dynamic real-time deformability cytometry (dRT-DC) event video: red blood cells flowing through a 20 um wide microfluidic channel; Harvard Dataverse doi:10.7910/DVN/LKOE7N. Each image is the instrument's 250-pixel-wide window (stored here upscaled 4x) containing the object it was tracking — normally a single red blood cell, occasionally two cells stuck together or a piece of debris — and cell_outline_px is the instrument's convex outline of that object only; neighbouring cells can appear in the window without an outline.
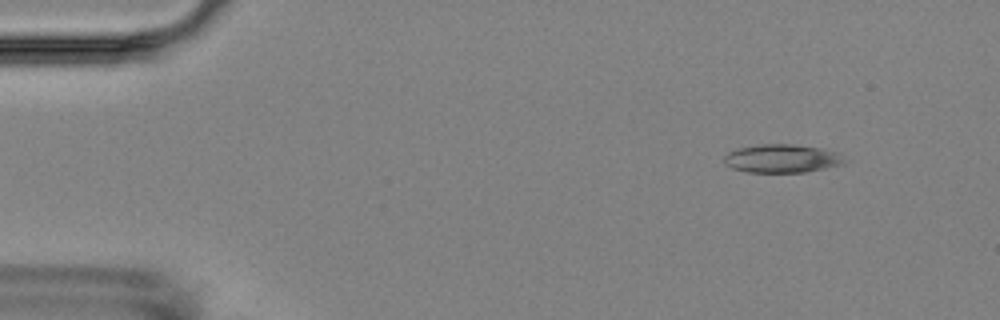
{"species": "Egyptian fruit bat (a non-hibernating species)", "species_latin": "Rousettus aegyptiacus", "temperature_condition": "room temperature", "stored_images_in_passage": 4, "camera_frame_rate_fps": 3000, "um_per_image_px": 0.085, "animal": {"sex": "female"}, "frame": {"image": 1, "passage_image": 1, "time_ms": 0.0, "image_size_px": [1000, 320], "cell_outline_px": [[844, 164], [804, 172], [748, 172], [732, 168], [724, 164], [724, 156], [728, 152], [740, 148], [760, 144], [792, 144], [816, 148], [836, 152], [844, 160]], "centroid_in_image_um": [66.4, 13.48], "position_along_channel_um": 18.6, "area_um2": 19.54}}
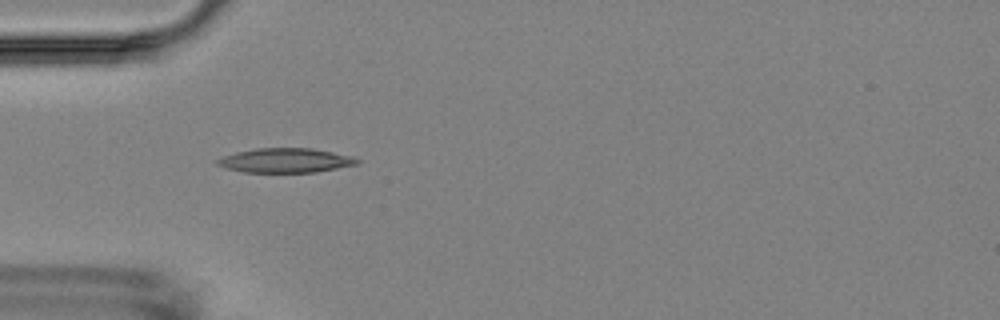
{"frame": {"image": 2, "passage_image": 4, "time_ms": 3.667, "image_size_px": [1000, 320], "cell_outline_px": [[360, 160], [356, 164], [316, 172], [244, 172], [224, 168], [216, 164], [216, 160], [224, 156], [236, 152], [256, 148], [312, 148], [352, 156]], "centroid_in_image_um": [24.23, 13.63], "position_along_channel_um": 60.8, "area_um2": 19.77}}